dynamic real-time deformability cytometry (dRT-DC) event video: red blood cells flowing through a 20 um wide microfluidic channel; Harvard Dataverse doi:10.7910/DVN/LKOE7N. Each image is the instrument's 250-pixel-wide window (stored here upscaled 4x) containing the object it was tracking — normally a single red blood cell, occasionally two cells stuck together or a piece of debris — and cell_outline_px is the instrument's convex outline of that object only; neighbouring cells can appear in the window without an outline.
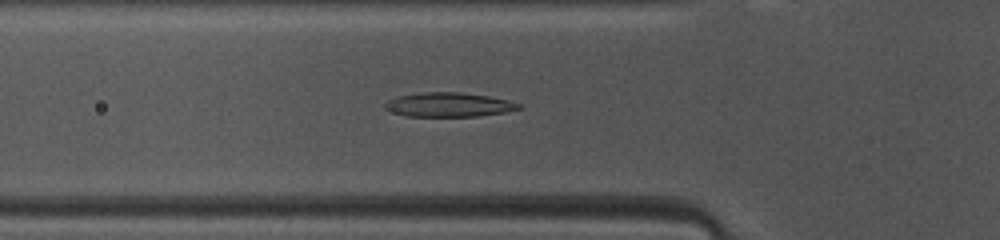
{"species": "common noctule bat (a hibernating species)", "species_latin": "Nyctalus noctula", "temperature_condition": "warm", "stored_images_in_passage": 46, "camera_frame_rate_fps": 3000, "um_per_image_px": 0.085, "animal": {"sex": "female", "body_mass_g": 10.0, "forearm_length_mm": 53.1}, "frame": {"image": 1, "passage_image": 13, "time_ms": 4.0, "image_size_px": [1000, 240], "cell_outline_px": [[524, 108], [504, 112], [480, 116], [408, 116], [392, 112], [384, 108], [384, 104], [388, 100], [400, 96], [420, 92], [460, 92], [488, 96], [508, 100], [520, 104]], "centroid_in_image_um": [38.16, 8.9], "position_along_channel_um": 87.6, "area_um2": 18.84}}
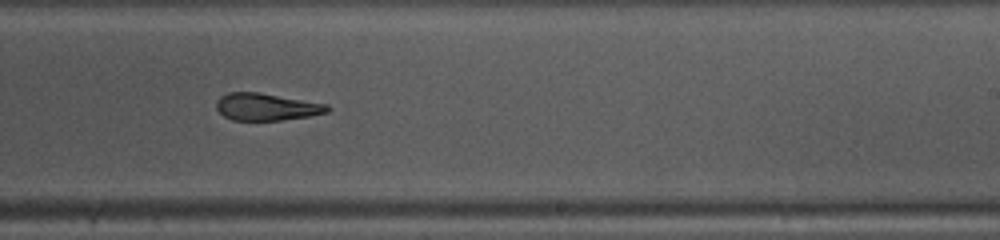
{"frame": {"image": 2, "passage_image": 26, "time_ms": 8.333, "image_size_px": [1000, 240], "cell_outline_px": [[332, 108], [328, 112], [308, 116], [284, 120], [232, 120], [224, 116], [216, 108], [216, 100], [220, 96], [228, 92], [260, 92], [328, 104]], "centroid_in_image_um": [22.65, 9.07], "position_along_channel_um": 266.3, "area_um2": 17.74}}
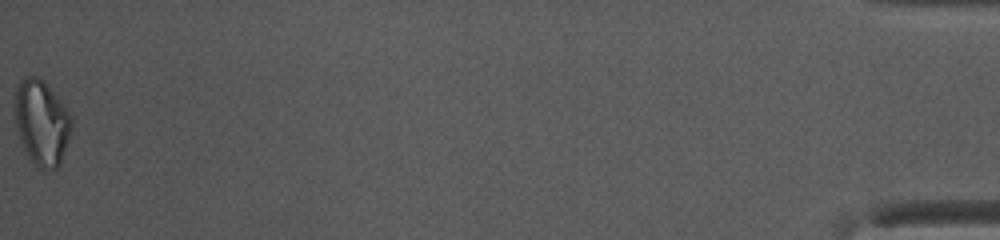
{"frame": {"image": 3, "passage_image": 46, "time_ms": 15.0, "image_size_px": [1000, 240], "cell_outline_px": [[72, 128], [60, 164], [56, 168], [48, 172], [44, 172], [36, 168], [24, 152], [20, 144], [12, 116], [12, 104], [16, 88], [20, 80], [28, 76], [36, 76], [44, 80], [64, 104], [72, 116]], "centroid_in_image_um": [3.48, 10.45], "position_along_channel_um": 431.7, "area_um2": 29.48}, "authors_computed_cell_mechanics": {"area_um2": 19.5653, "velocity_mm_per_s": 4.1012, "shape_relaxation_time_tau1_ms": 5.3048, "shape_relaxation_time_tau2_ms": 2.1446, "deformation_change_tau1": 0.1763, "deformation_change_tau2": 0.1229}}